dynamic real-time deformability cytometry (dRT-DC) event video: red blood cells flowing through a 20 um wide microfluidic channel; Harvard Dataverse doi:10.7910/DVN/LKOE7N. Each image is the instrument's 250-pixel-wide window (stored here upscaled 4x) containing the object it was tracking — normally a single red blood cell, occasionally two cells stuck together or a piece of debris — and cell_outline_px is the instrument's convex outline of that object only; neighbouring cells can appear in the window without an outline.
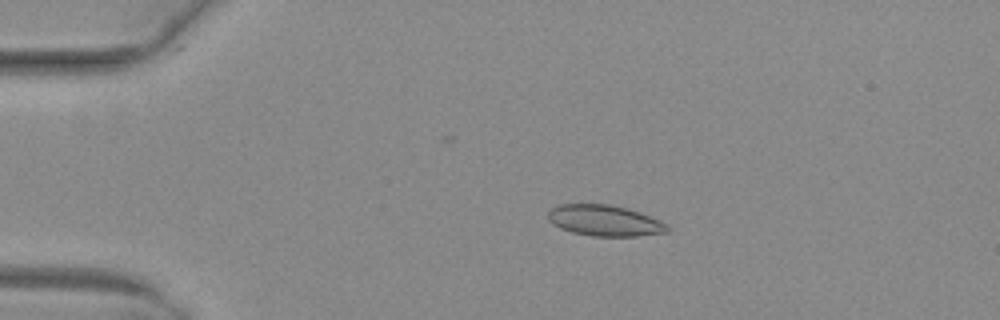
{"species": "common noctule bat (a hibernating species)", "species_latin": "Nyctalus noctula", "temperature_condition": "warm", "stored_images_in_passage": 49, "camera_frame_rate_fps": 3000, "um_per_image_px": 0.085, "animal": {"sex": "female", "body_mass_g": 29.2, "forearm_length_mm": 56.3}, "frame": {"image": 1, "passage_image": 7, "time_ms": 2.0, "image_size_px": [1000, 320], "cell_outline_px": [[672, 228], [668, 232], [636, 236], [592, 236], [572, 232], [560, 228], [552, 224], [548, 220], [548, 212], [552, 208], [560, 204], [608, 204], [628, 208], [640, 212], [660, 220], [668, 224]], "centroid_in_image_um": [51.42, 18.75], "position_along_channel_um": 33.6, "area_um2": 21.73}}
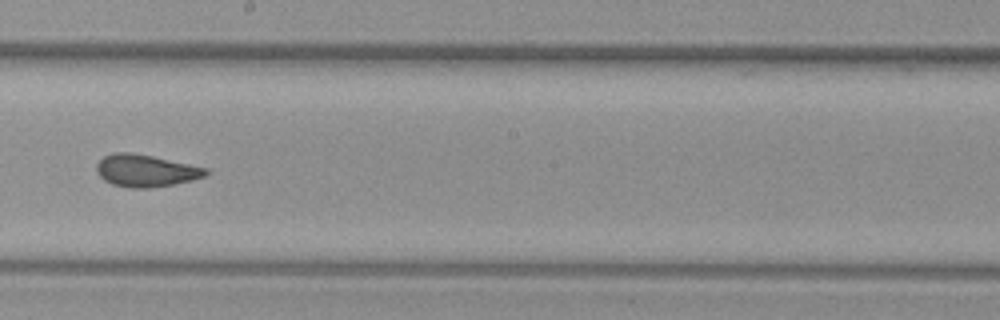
{"frame": {"image": 2, "passage_image": 26, "time_ms": 8.333, "image_size_px": [1000, 320], "cell_outline_px": [[208, 172], [204, 176], [192, 180], [176, 184], [148, 188], [132, 188], [112, 184], [104, 180], [96, 172], [96, 164], [104, 156], [112, 152], [132, 152], [152, 156], [208, 168]], "centroid_in_image_um": [12.37, 14.5], "position_along_channel_um": 235.8, "area_um2": 20.52}}
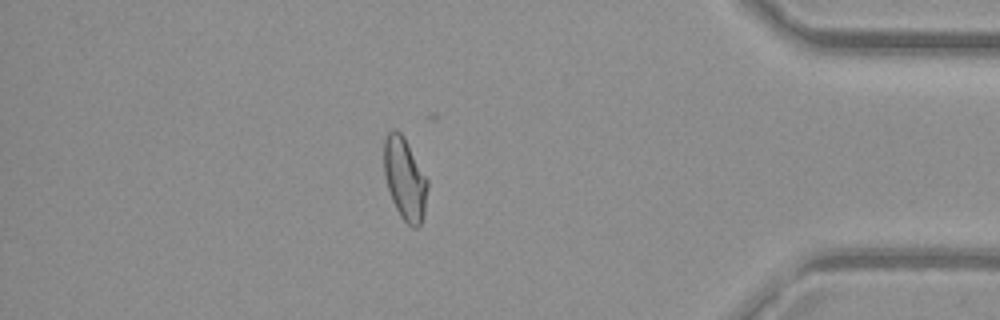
{"frame": {"image": 3, "passage_image": 41, "time_ms": 13.333, "image_size_px": [1000, 320], "cell_outline_px": [[428, 188], [424, 216], [420, 224], [416, 228], [412, 228], [400, 216], [392, 200], [388, 188], [384, 172], [384, 140], [388, 132], [392, 128], [400, 132], [404, 136], [428, 180]], "centroid_in_image_um": [34.42, 15.2], "position_along_channel_um": 400.8, "area_um2": 20.92}, "authors_computed_cell_mechanics": {"area_um2": 21.2126, "velocity_mm_per_s": 4.0318, "shape_relaxation_time_tau1_ms": null, "shape_relaxation_time_tau2_ms": 1.347, "deformation_change_tau1": null, "deformation_change_tau2": 0.0599}}